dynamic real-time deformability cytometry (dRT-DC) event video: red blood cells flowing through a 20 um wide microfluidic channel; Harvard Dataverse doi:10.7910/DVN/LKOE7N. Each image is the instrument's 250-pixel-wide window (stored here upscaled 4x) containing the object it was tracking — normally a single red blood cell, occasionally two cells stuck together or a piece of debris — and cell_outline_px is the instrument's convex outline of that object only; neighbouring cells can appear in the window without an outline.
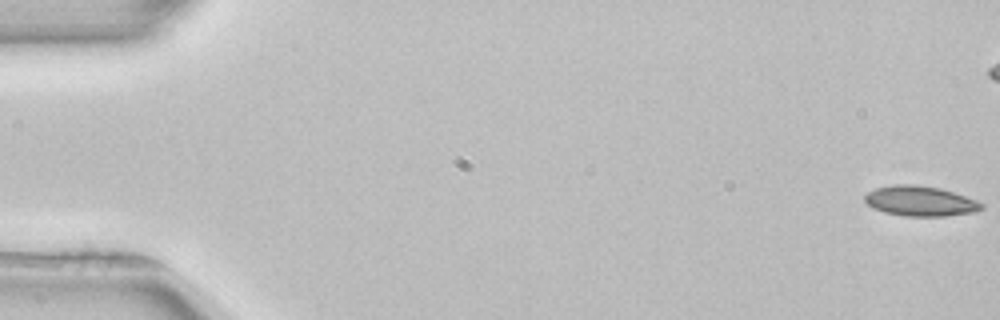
{"species": "common noctule bat (a hibernating species)", "species_latin": "Nyctalus noctula", "temperature_condition": "room temperature", "stored_images_in_passage": 54, "camera_frame_rate_fps": 3000, "um_per_image_px": 0.085, "animal": {"sex": "female", "body_mass_g": 22.7, "forearm_length_mm": 54.2}, "frame": {"image": 1, "passage_image": 1, "time_ms": 0.0, "image_size_px": [1000, 320], "cell_outline_px": [[984, 208], [976, 212], [944, 216], [904, 216], [884, 212], [872, 208], [864, 200], [864, 196], [868, 192], [876, 188], [892, 184], [912, 184], [940, 188], [976, 200], [984, 204]], "centroid_in_image_um": [78.21, 17.09], "position_along_channel_um": 6.8, "area_um2": 20.52}}
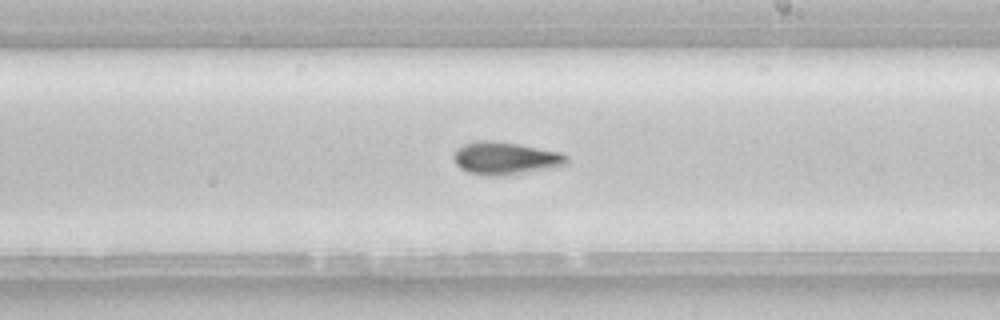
{"frame": {"image": 2, "passage_image": 31, "time_ms": 10.0, "image_size_px": [1000, 320], "cell_outline_px": [[568, 164], [552, 168], [492, 176], [488, 176], [468, 172], [460, 168], [456, 164], [452, 156], [456, 148], [464, 144], [488, 140], [492, 140], [516, 144], [560, 152], [568, 156]], "centroid_in_image_um": [42.94, 13.45], "position_along_channel_um": 246.1, "area_um2": 21.15}, "authors_computed_cell_mechanics": {"area_um2": 20.4612, "velocity_mm_per_s": 3.9406, "shape_relaxation_time_tau1_ms": 8.1081, "shape_relaxation_time_tau2_ms": null, "deformation_change_tau1": 0.1627, "deformation_change_tau2": null}}